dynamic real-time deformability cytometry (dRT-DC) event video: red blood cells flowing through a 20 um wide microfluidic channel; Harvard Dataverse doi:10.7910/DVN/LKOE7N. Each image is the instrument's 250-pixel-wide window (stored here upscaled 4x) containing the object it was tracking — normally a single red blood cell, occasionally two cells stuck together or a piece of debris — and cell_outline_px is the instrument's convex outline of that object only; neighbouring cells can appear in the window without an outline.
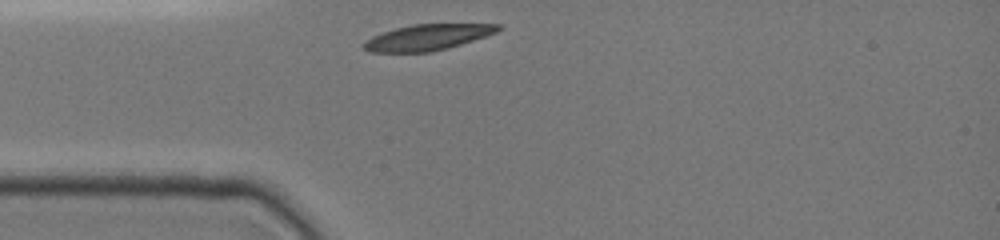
{"species": "common noctule bat (a hibernating species)", "species_latin": "Nyctalus noctula", "temperature_condition": "cold", "stored_images_in_passage": 6, "camera_frame_rate_fps": 3000, "um_per_image_px": 0.085, "animal": {"sex": "female", "body_mass_g": 19.0, "forearm_length_mm": 51.5}, "frame": {"image": 1, "passage_image": 1, "time_ms": 0.0, "image_size_px": [1000, 240], "cell_outline_px": [[504, 28], [496, 32], [448, 48], [428, 52], [368, 52], [360, 48], [360, 44], [364, 40], [372, 36], [396, 28], [412, 24], [500, 24]], "centroid_in_image_um": [36.26, 3.17], "position_along_channel_um": 48.7, "area_um2": 20.29}}
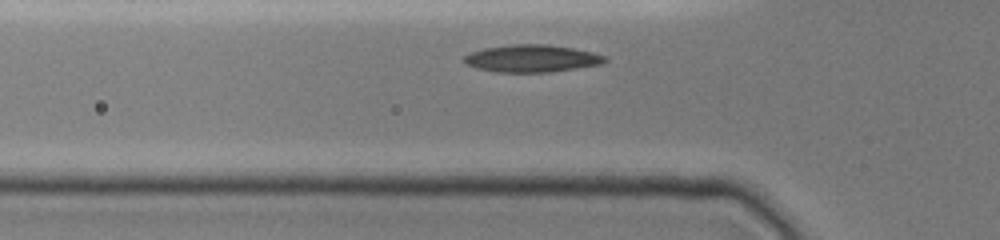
{"frame": {"image": 2, "passage_image": 5, "time_ms": 1.0, "image_size_px": [1000, 240], "cell_outline_px": [[608, 60], [600, 64], [576, 68], [548, 72], [496, 72], [476, 68], [464, 64], [464, 56], [472, 52], [484, 48], [512, 44], [548, 44], [572, 48], [592, 52], [604, 56]], "centroid_in_image_um": [45.17, 4.97], "position_along_channel_um": 80.6, "area_um2": 22.31}}